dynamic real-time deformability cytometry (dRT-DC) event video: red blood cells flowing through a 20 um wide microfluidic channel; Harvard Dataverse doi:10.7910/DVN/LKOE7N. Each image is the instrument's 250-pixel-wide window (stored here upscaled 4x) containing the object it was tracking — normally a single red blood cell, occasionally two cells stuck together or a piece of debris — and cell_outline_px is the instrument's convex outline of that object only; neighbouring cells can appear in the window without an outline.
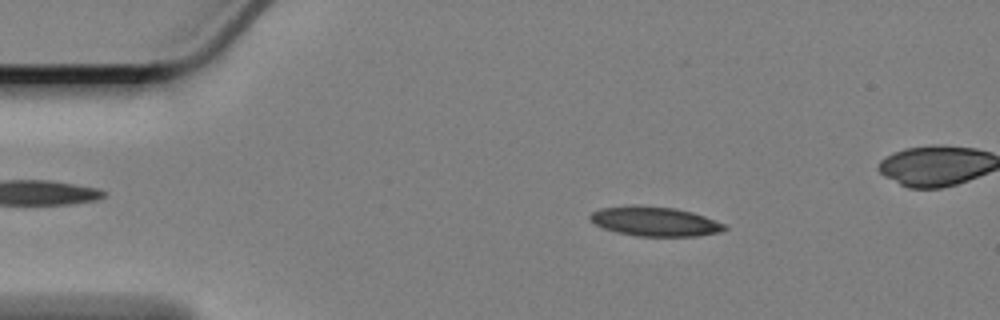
{"species": "Egyptian fruit bat (a non-hibernating species)", "species_latin": "Rousettus aegyptiacus", "temperature_condition": "cold", "stored_images_in_passage": 15, "camera_frame_rate_fps": 3000, "um_per_image_px": 0.085, "animal": {"sex": "female"}, "frame": {"image": 1, "passage_image": 8, "time_ms": 2.333, "image_size_px": [1000, 320], "cell_outline_px": [[728, 228], [720, 232], [696, 236], [636, 236], [616, 232], [604, 228], [588, 220], [588, 216], [592, 212], [600, 208], [636, 204], [640, 204], [676, 208], [692, 212], [728, 224]], "centroid_in_image_um": [55.66, 18.8], "position_along_channel_um": 29.3, "area_um2": 23.47}}